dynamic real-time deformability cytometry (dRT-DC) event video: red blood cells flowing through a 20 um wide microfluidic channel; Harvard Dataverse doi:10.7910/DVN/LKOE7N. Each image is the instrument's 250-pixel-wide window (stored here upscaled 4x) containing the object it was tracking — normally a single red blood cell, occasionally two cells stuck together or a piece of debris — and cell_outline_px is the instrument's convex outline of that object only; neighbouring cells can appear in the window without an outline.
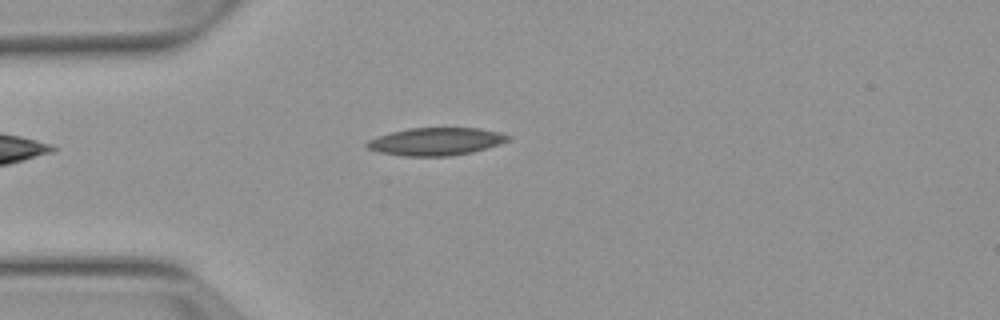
{"species": "Egyptian fruit bat (a non-hibernating species)", "species_latin": "Rousettus aegyptiacus", "temperature_condition": "warm", "stored_images_in_passage": 2, "camera_frame_rate_fps": 3000, "um_per_image_px": 0.085, "animal": {"sex": "female"}, "frame": {"image": 1, "passage_image": 2, "time_ms": 1.0, "image_size_px": [1000, 320], "cell_outline_px": [[512, 136], [508, 140], [500, 144], [472, 152], [452, 156], [404, 156], [380, 152], [368, 148], [364, 144], [368, 140], [376, 136], [408, 128], [480, 128], [500, 132]], "centroid_in_image_um": [37.06, 12.02], "position_along_channel_um": 47.9, "area_um2": 22.83}}